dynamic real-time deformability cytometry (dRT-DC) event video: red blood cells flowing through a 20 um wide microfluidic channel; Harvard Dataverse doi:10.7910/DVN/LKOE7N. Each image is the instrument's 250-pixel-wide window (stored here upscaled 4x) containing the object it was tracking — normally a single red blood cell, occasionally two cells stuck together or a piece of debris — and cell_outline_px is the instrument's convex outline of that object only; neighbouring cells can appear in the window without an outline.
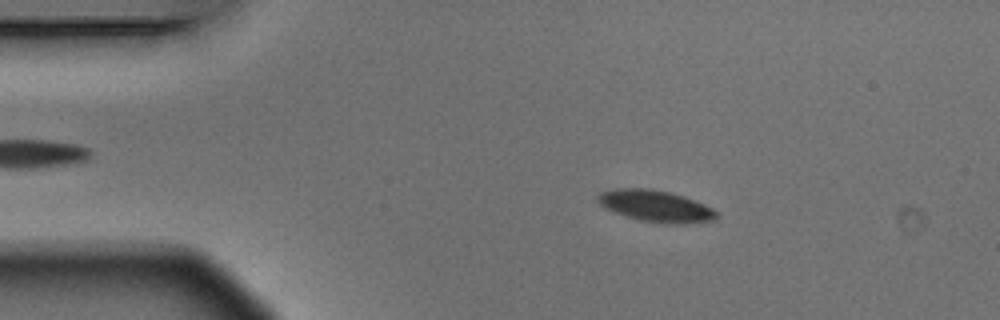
{"species": "Egyptian fruit bat (a non-hibernating species)", "species_latin": "Rousettus aegyptiacus", "temperature_condition": "warm", "stored_images_in_passage": 3, "camera_frame_rate_fps": 3000, "um_per_image_px": 0.085, "animal": {"sex": "male"}, "frame": {"image": 1, "passage_image": 2, "time_ms": 0.333, "image_size_px": [1000, 320], "cell_outline_px": [[720, 216], [712, 220], [692, 224], [664, 224], [640, 220], [624, 216], [600, 204], [596, 200], [596, 196], [600, 192], [612, 188], [652, 188], [684, 196], [704, 204], [712, 208]], "centroid_in_image_um": [55.74, 17.52], "position_along_channel_um": 29.3, "area_um2": 22.08}}